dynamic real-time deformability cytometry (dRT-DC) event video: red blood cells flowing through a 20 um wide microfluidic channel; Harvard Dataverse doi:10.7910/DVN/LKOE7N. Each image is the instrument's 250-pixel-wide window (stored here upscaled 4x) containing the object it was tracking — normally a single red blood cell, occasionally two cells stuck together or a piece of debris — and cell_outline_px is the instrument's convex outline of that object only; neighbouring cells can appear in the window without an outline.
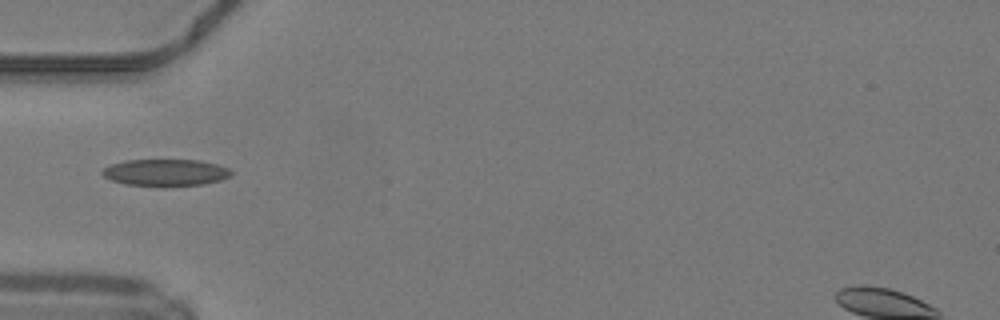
{"species": "common noctule bat (a hibernating species)", "species_latin": "Nyctalus noctula", "temperature_condition": "warm", "stored_images_in_passage": 33, "camera_frame_rate_fps": 3000, "um_per_image_px": 0.085, "animal": {"sex": "male", "body_mass_g": 19.2, "forearm_length_mm": 51.8}, "frame": {"image": 1, "passage_image": 1, "time_ms": 0.0, "image_size_px": [1000, 320], "cell_outline_px": [[232, 176], [220, 180], [204, 184], [164, 188], [124, 184], [112, 180], [104, 176], [100, 172], [104, 168], [112, 164], [124, 160], [200, 160], [216, 164], [228, 168], [232, 172]], "centroid_in_image_um": [14.07, 14.69], "position_along_channel_um": 70.9, "area_um2": 20.63}}
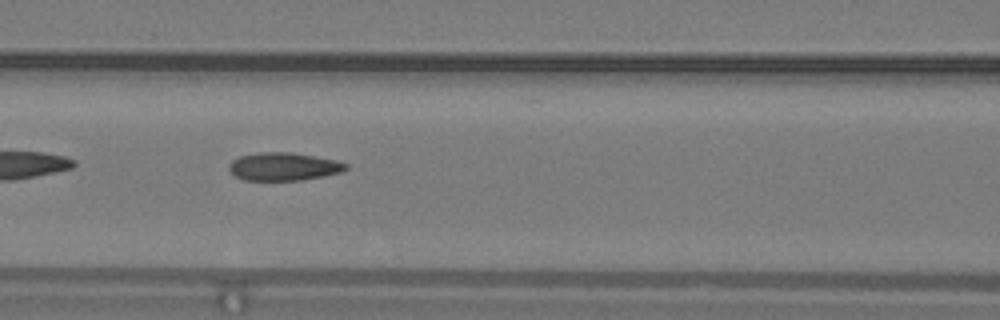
{"frame": {"image": 2, "passage_image": 6, "time_ms": 1.667, "image_size_px": [1000, 320], "cell_outline_px": [[348, 168], [340, 172], [324, 176], [300, 180], [244, 180], [236, 176], [228, 168], [228, 164], [232, 160], [240, 156], [260, 152], [292, 152], [336, 160], [348, 164]], "centroid_in_image_um": [24.1, 14.15], "position_along_channel_um": 142.5, "area_um2": 19.02}}
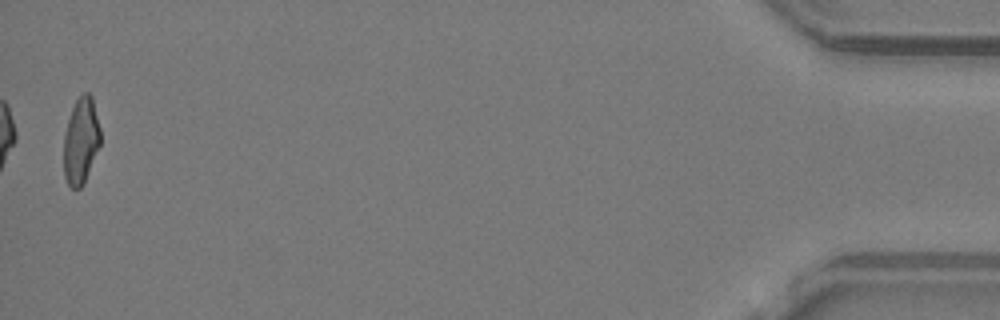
{"frame": {"image": 3, "passage_image": 33, "time_ms": 10.667, "image_size_px": [1000, 320], "cell_outline_px": [[100, 144], [84, 184], [80, 188], [72, 188], [68, 184], [64, 176], [64, 136], [68, 120], [72, 108], [80, 92], [88, 92], [92, 96], [100, 128]], "centroid_in_image_um": [6.88, 11.95], "position_along_channel_um": 428.3, "area_um2": 18.5}, "authors_computed_cell_mechanics": {"area_um2": 19.074, "velocity_mm_per_s": 4.2338, "shape_relaxation_time_tau1_ms": null, "shape_relaxation_time_tau2_ms": 2.4079, "deformation_change_tau1": null, "deformation_change_tau2": 0.0958}}